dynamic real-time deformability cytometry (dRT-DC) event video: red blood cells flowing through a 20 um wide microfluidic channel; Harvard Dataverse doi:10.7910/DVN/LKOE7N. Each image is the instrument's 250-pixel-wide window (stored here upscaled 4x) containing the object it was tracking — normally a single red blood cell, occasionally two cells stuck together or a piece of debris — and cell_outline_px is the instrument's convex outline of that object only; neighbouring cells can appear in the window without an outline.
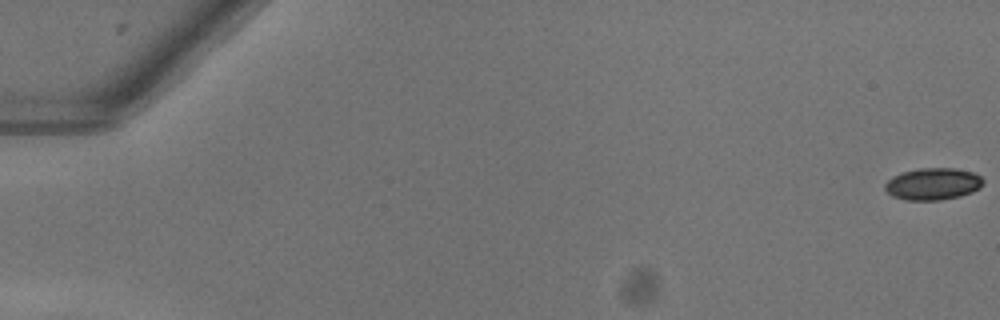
{"species": "common noctule bat (a hibernating species)", "species_latin": "Nyctalus noctula", "temperature_condition": "warm", "stored_images_in_passage": 49, "camera_frame_rate_fps": 3000, "um_per_image_px": 0.085, "animal": {"sex": "female"}, "frame": {"image": 1, "passage_image": 1, "time_ms": 0.0, "image_size_px": [1000, 320], "cell_outline_px": [[984, 184], [980, 188], [972, 192], [960, 196], [940, 200], [904, 200], [892, 196], [884, 188], [884, 184], [892, 176], [904, 172], [920, 168], [952, 168], [972, 172], [980, 176], [984, 180]], "centroid_in_image_um": [79.3, 15.64], "position_along_channel_um": 5.7, "area_um2": 18.32}}
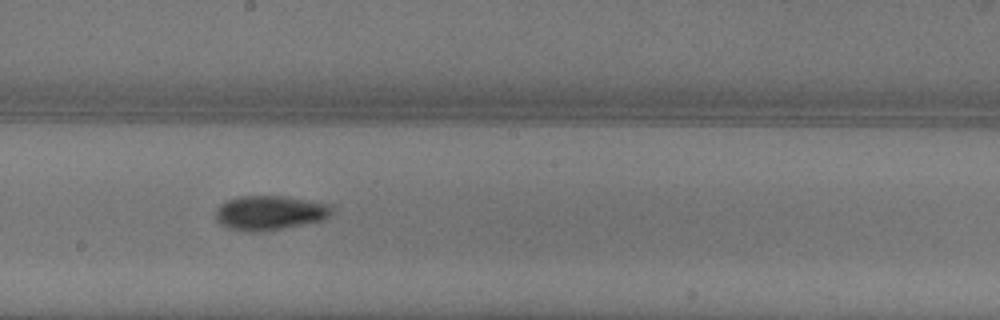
{"frame": {"image": 2, "passage_image": 31, "time_ms": 10.0, "image_size_px": [1000, 320], "cell_outline_px": [[336, 208], [324, 220], [284, 228], [260, 232], [248, 232], [224, 228], [216, 220], [216, 208], [220, 204], [228, 200], [240, 196], [284, 196], [328, 204]], "centroid_in_image_um": [22.9, 18.1], "position_along_channel_um": 225.3, "area_um2": 23.52}}
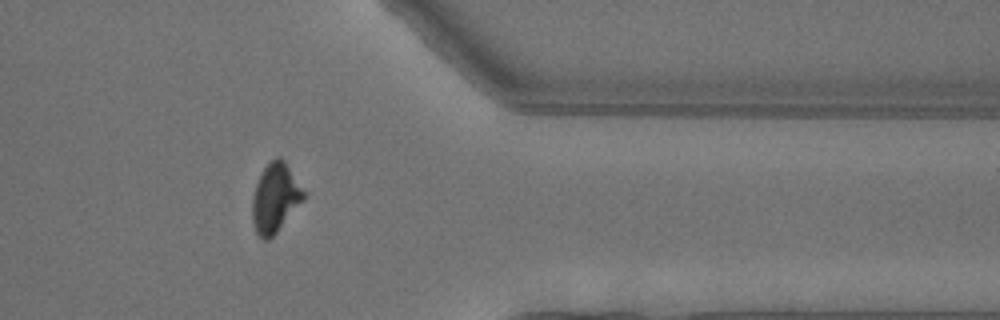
{"frame": {"image": 3, "passage_image": 44, "time_ms": 14.333, "image_size_px": [1000, 320], "cell_outline_px": [[304, 200], [276, 232], [268, 240], [264, 240], [256, 232], [252, 220], [252, 200], [256, 184], [260, 172], [276, 156], [280, 156], [284, 160], [304, 192]], "centroid_in_image_um": [23.37, 16.82], "position_along_channel_um": 388.0, "area_um2": 20.29}}